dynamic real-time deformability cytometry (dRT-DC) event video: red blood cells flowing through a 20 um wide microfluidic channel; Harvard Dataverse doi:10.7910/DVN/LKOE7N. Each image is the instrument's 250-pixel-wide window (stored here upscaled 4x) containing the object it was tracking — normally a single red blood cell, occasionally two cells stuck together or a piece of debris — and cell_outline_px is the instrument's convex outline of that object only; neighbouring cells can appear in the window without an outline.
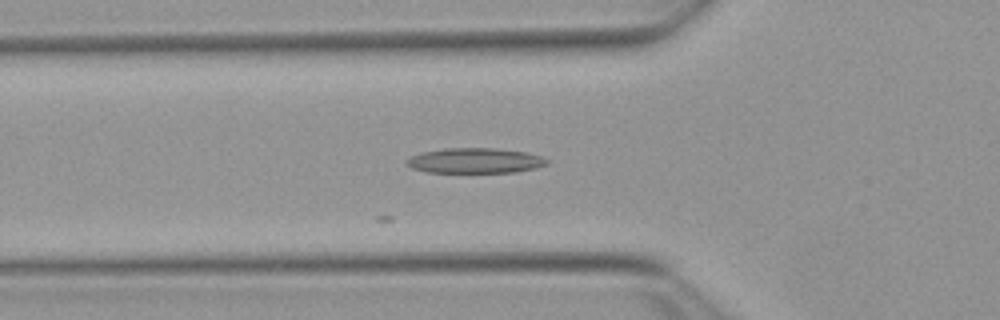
{"species": "Egyptian fruit bat (a non-hibernating species)", "species_latin": "Rousettus aegyptiacus", "temperature_condition": "warm", "stored_images_in_passage": 21, "camera_frame_rate_fps": 3000, "um_per_image_px": 0.085, "animal": {"sex": "female"}, "frame": {"image": 1, "passage_image": 2, "time_ms": 0.333, "image_size_px": [1000, 320], "cell_outline_px": [[548, 164], [536, 168], [516, 172], [424, 172], [412, 168], [404, 164], [404, 160], [420, 152], [444, 148], [496, 148], [524, 152], [544, 156], [548, 160]], "centroid_in_image_um": [40.35, 13.65], "position_along_channel_um": 85.4, "area_um2": 20.81}}
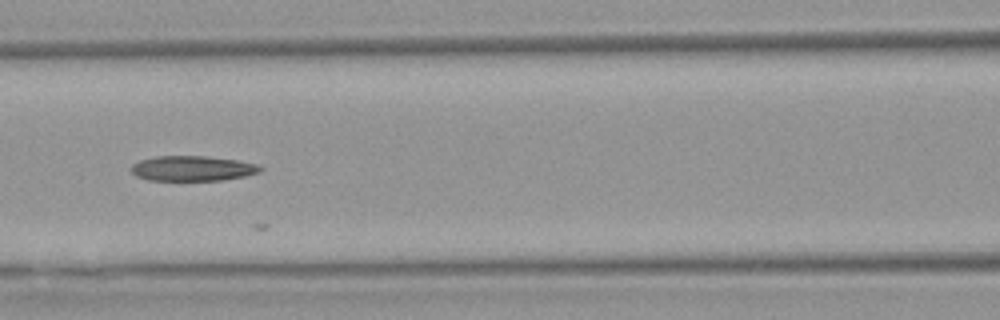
{"frame": {"image": 2, "passage_image": 7, "time_ms": 2.0, "image_size_px": [1000, 320], "cell_outline_px": [[264, 168], [260, 172], [244, 176], [224, 180], [148, 180], [136, 176], [132, 172], [132, 164], [140, 160], [156, 156], [204, 156], [236, 160], [256, 164]], "centroid_in_image_um": [16.36, 14.31], "position_along_channel_um": 150.2, "area_um2": 18.79}}